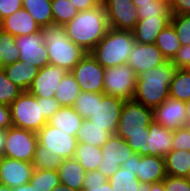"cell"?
I'll return each mask as SVG.
<instances>
[{
	"instance_id": "f907efd6",
	"label": "cell",
	"mask_w": 190,
	"mask_h": 191,
	"mask_svg": "<svg viewBox=\"0 0 190 191\" xmlns=\"http://www.w3.org/2000/svg\"><path fill=\"white\" fill-rule=\"evenodd\" d=\"M78 11H85L99 6L100 0H69Z\"/></svg>"
},
{
	"instance_id": "cb8c5ba5",
	"label": "cell",
	"mask_w": 190,
	"mask_h": 191,
	"mask_svg": "<svg viewBox=\"0 0 190 191\" xmlns=\"http://www.w3.org/2000/svg\"><path fill=\"white\" fill-rule=\"evenodd\" d=\"M83 118L75 111L73 106L61 107L56 111L48 124L56 127L69 135L76 136L82 126Z\"/></svg>"
},
{
	"instance_id": "52a82bcc",
	"label": "cell",
	"mask_w": 190,
	"mask_h": 191,
	"mask_svg": "<svg viewBox=\"0 0 190 191\" xmlns=\"http://www.w3.org/2000/svg\"><path fill=\"white\" fill-rule=\"evenodd\" d=\"M136 79L137 75L128 64L106 68L103 93L124 101L133 100Z\"/></svg>"
},
{
	"instance_id": "681fc988",
	"label": "cell",
	"mask_w": 190,
	"mask_h": 191,
	"mask_svg": "<svg viewBox=\"0 0 190 191\" xmlns=\"http://www.w3.org/2000/svg\"><path fill=\"white\" fill-rule=\"evenodd\" d=\"M9 127H12L10 107L0 104V128L6 130Z\"/></svg>"
},
{
	"instance_id": "ee69618b",
	"label": "cell",
	"mask_w": 190,
	"mask_h": 191,
	"mask_svg": "<svg viewBox=\"0 0 190 191\" xmlns=\"http://www.w3.org/2000/svg\"><path fill=\"white\" fill-rule=\"evenodd\" d=\"M162 181L165 191H190V180L186 177L167 175Z\"/></svg>"
},
{
	"instance_id": "f6af8a7d",
	"label": "cell",
	"mask_w": 190,
	"mask_h": 191,
	"mask_svg": "<svg viewBox=\"0 0 190 191\" xmlns=\"http://www.w3.org/2000/svg\"><path fill=\"white\" fill-rule=\"evenodd\" d=\"M171 63L176 69H190V45L181 46Z\"/></svg>"
},
{
	"instance_id": "9a60e30c",
	"label": "cell",
	"mask_w": 190,
	"mask_h": 191,
	"mask_svg": "<svg viewBox=\"0 0 190 191\" xmlns=\"http://www.w3.org/2000/svg\"><path fill=\"white\" fill-rule=\"evenodd\" d=\"M168 60L155 44L135 42L127 64L136 75L166 63Z\"/></svg>"
},
{
	"instance_id": "d6986e66",
	"label": "cell",
	"mask_w": 190,
	"mask_h": 191,
	"mask_svg": "<svg viewBox=\"0 0 190 191\" xmlns=\"http://www.w3.org/2000/svg\"><path fill=\"white\" fill-rule=\"evenodd\" d=\"M173 130L160 125L154 119L147 132L148 155L165 157L172 150Z\"/></svg>"
},
{
	"instance_id": "ab89813d",
	"label": "cell",
	"mask_w": 190,
	"mask_h": 191,
	"mask_svg": "<svg viewBox=\"0 0 190 191\" xmlns=\"http://www.w3.org/2000/svg\"><path fill=\"white\" fill-rule=\"evenodd\" d=\"M170 24L175 29L181 46L190 45V14L172 15Z\"/></svg>"
},
{
	"instance_id": "836d02e7",
	"label": "cell",
	"mask_w": 190,
	"mask_h": 191,
	"mask_svg": "<svg viewBox=\"0 0 190 191\" xmlns=\"http://www.w3.org/2000/svg\"><path fill=\"white\" fill-rule=\"evenodd\" d=\"M170 0H154L153 2L138 3L139 20L147 18H172Z\"/></svg>"
},
{
	"instance_id": "9f6ffc18",
	"label": "cell",
	"mask_w": 190,
	"mask_h": 191,
	"mask_svg": "<svg viewBox=\"0 0 190 191\" xmlns=\"http://www.w3.org/2000/svg\"><path fill=\"white\" fill-rule=\"evenodd\" d=\"M52 191H78V190L72 189L69 186L63 184H59Z\"/></svg>"
},
{
	"instance_id": "2e32d148",
	"label": "cell",
	"mask_w": 190,
	"mask_h": 191,
	"mask_svg": "<svg viewBox=\"0 0 190 191\" xmlns=\"http://www.w3.org/2000/svg\"><path fill=\"white\" fill-rule=\"evenodd\" d=\"M67 73L68 71L64 68L47 64L39 70L28 91L35 97H54L58 85Z\"/></svg>"
},
{
	"instance_id": "5bb4252c",
	"label": "cell",
	"mask_w": 190,
	"mask_h": 191,
	"mask_svg": "<svg viewBox=\"0 0 190 191\" xmlns=\"http://www.w3.org/2000/svg\"><path fill=\"white\" fill-rule=\"evenodd\" d=\"M15 44L20 52L19 61L39 69L49 64L47 46L41 32L15 37Z\"/></svg>"
},
{
	"instance_id": "74e56055",
	"label": "cell",
	"mask_w": 190,
	"mask_h": 191,
	"mask_svg": "<svg viewBox=\"0 0 190 191\" xmlns=\"http://www.w3.org/2000/svg\"><path fill=\"white\" fill-rule=\"evenodd\" d=\"M62 161V157L54 154L52 151L42 147L38 143L32 165L34 166V169L37 170L50 169L57 171Z\"/></svg>"
},
{
	"instance_id": "30bf717a",
	"label": "cell",
	"mask_w": 190,
	"mask_h": 191,
	"mask_svg": "<svg viewBox=\"0 0 190 191\" xmlns=\"http://www.w3.org/2000/svg\"><path fill=\"white\" fill-rule=\"evenodd\" d=\"M70 73L75 77L81 91L103 93L105 68L90 53H87Z\"/></svg>"
},
{
	"instance_id": "c3c4849f",
	"label": "cell",
	"mask_w": 190,
	"mask_h": 191,
	"mask_svg": "<svg viewBox=\"0 0 190 191\" xmlns=\"http://www.w3.org/2000/svg\"><path fill=\"white\" fill-rule=\"evenodd\" d=\"M173 15L190 14V0H170Z\"/></svg>"
},
{
	"instance_id": "6da1fadb",
	"label": "cell",
	"mask_w": 190,
	"mask_h": 191,
	"mask_svg": "<svg viewBox=\"0 0 190 191\" xmlns=\"http://www.w3.org/2000/svg\"><path fill=\"white\" fill-rule=\"evenodd\" d=\"M152 120L153 109L135 100H127L122 106L115 135L126 140L135 153L147 156V132Z\"/></svg>"
},
{
	"instance_id": "f5cc1de1",
	"label": "cell",
	"mask_w": 190,
	"mask_h": 191,
	"mask_svg": "<svg viewBox=\"0 0 190 191\" xmlns=\"http://www.w3.org/2000/svg\"><path fill=\"white\" fill-rule=\"evenodd\" d=\"M13 191H36L35 188L32 187L31 183H27L24 185L16 186L12 188Z\"/></svg>"
},
{
	"instance_id": "6f0895ef",
	"label": "cell",
	"mask_w": 190,
	"mask_h": 191,
	"mask_svg": "<svg viewBox=\"0 0 190 191\" xmlns=\"http://www.w3.org/2000/svg\"><path fill=\"white\" fill-rule=\"evenodd\" d=\"M186 126L190 127V100L186 102Z\"/></svg>"
},
{
	"instance_id": "5b68a950",
	"label": "cell",
	"mask_w": 190,
	"mask_h": 191,
	"mask_svg": "<svg viewBox=\"0 0 190 191\" xmlns=\"http://www.w3.org/2000/svg\"><path fill=\"white\" fill-rule=\"evenodd\" d=\"M135 40L132 31L109 28L90 54L103 68L127 64Z\"/></svg>"
},
{
	"instance_id": "8d00e7d4",
	"label": "cell",
	"mask_w": 190,
	"mask_h": 191,
	"mask_svg": "<svg viewBox=\"0 0 190 191\" xmlns=\"http://www.w3.org/2000/svg\"><path fill=\"white\" fill-rule=\"evenodd\" d=\"M53 25L64 26L77 16L79 11L69 0H51Z\"/></svg>"
},
{
	"instance_id": "8fae6325",
	"label": "cell",
	"mask_w": 190,
	"mask_h": 191,
	"mask_svg": "<svg viewBox=\"0 0 190 191\" xmlns=\"http://www.w3.org/2000/svg\"><path fill=\"white\" fill-rule=\"evenodd\" d=\"M38 143L64 159L74 158L77 146L76 136L45 124L38 132Z\"/></svg>"
},
{
	"instance_id": "816d5d0a",
	"label": "cell",
	"mask_w": 190,
	"mask_h": 191,
	"mask_svg": "<svg viewBox=\"0 0 190 191\" xmlns=\"http://www.w3.org/2000/svg\"><path fill=\"white\" fill-rule=\"evenodd\" d=\"M125 170H129L130 172L137 173V153L133 154L132 157H129L128 160H125L123 165L121 166Z\"/></svg>"
},
{
	"instance_id": "ac0fdd59",
	"label": "cell",
	"mask_w": 190,
	"mask_h": 191,
	"mask_svg": "<svg viewBox=\"0 0 190 191\" xmlns=\"http://www.w3.org/2000/svg\"><path fill=\"white\" fill-rule=\"evenodd\" d=\"M33 170L32 163L5 157L0 168V184L10 188L27 184L31 179Z\"/></svg>"
},
{
	"instance_id": "ffe728a7",
	"label": "cell",
	"mask_w": 190,
	"mask_h": 191,
	"mask_svg": "<svg viewBox=\"0 0 190 191\" xmlns=\"http://www.w3.org/2000/svg\"><path fill=\"white\" fill-rule=\"evenodd\" d=\"M136 176L141 183L153 184L161 182L167 176L164 157L140 156L137 153Z\"/></svg>"
},
{
	"instance_id": "f35d334b",
	"label": "cell",
	"mask_w": 190,
	"mask_h": 191,
	"mask_svg": "<svg viewBox=\"0 0 190 191\" xmlns=\"http://www.w3.org/2000/svg\"><path fill=\"white\" fill-rule=\"evenodd\" d=\"M81 191H113L108 178L98 170L85 173L83 189Z\"/></svg>"
},
{
	"instance_id": "be15d7a7",
	"label": "cell",
	"mask_w": 190,
	"mask_h": 191,
	"mask_svg": "<svg viewBox=\"0 0 190 191\" xmlns=\"http://www.w3.org/2000/svg\"><path fill=\"white\" fill-rule=\"evenodd\" d=\"M187 178L190 180V171H189V174H188Z\"/></svg>"
},
{
	"instance_id": "e575fe53",
	"label": "cell",
	"mask_w": 190,
	"mask_h": 191,
	"mask_svg": "<svg viewBox=\"0 0 190 191\" xmlns=\"http://www.w3.org/2000/svg\"><path fill=\"white\" fill-rule=\"evenodd\" d=\"M19 49L15 37L3 30L0 31V69L19 60Z\"/></svg>"
},
{
	"instance_id": "9c48e42d",
	"label": "cell",
	"mask_w": 190,
	"mask_h": 191,
	"mask_svg": "<svg viewBox=\"0 0 190 191\" xmlns=\"http://www.w3.org/2000/svg\"><path fill=\"white\" fill-rule=\"evenodd\" d=\"M124 102V100L117 97L96 93V108L93 114L88 117V120L114 135Z\"/></svg>"
},
{
	"instance_id": "277c9868",
	"label": "cell",
	"mask_w": 190,
	"mask_h": 191,
	"mask_svg": "<svg viewBox=\"0 0 190 191\" xmlns=\"http://www.w3.org/2000/svg\"><path fill=\"white\" fill-rule=\"evenodd\" d=\"M40 32L44 44L47 46L49 64L64 68L70 72L87 54L80 46L68 38L63 26L41 27Z\"/></svg>"
},
{
	"instance_id": "4316f807",
	"label": "cell",
	"mask_w": 190,
	"mask_h": 191,
	"mask_svg": "<svg viewBox=\"0 0 190 191\" xmlns=\"http://www.w3.org/2000/svg\"><path fill=\"white\" fill-rule=\"evenodd\" d=\"M164 159L166 175L187 178L190 171V151L171 150Z\"/></svg>"
},
{
	"instance_id": "94428289",
	"label": "cell",
	"mask_w": 190,
	"mask_h": 191,
	"mask_svg": "<svg viewBox=\"0 0 190 191\" xmlns=\"http://www.w3.org/2000/svg\"><path fill=\"white\" fill-rule=\"evenodd\" d=\"M4 159H5V155L0 153V168L3 165Z\"/></svg>"
},
{
	"instance_id": "7bdbcfd3",
	"label": "cell",
	"mask_w": 190,
	"mask_h": 191,
	"mask_svg": "<svg viewBox=\"0 0 190 191\" xmlns=\"http://www.w3.org/2000/svg\"><path fill=\"white\" fill-rule=\"evenodd\" d=\"M172 150L190 151V127L183 126L173 130Z\"/></svg>"
},
{
	"instance_id": "60d3db41",
	"label": "cell",
	"mask_w": 190,
	"mask_h": 191,
	"mask_svg": "<svg viewBox=\"0 0 190 191\" xmlns=\"http://www.w3.org/2000/svg\"><path fill=\"white\" fill-rule=\"evenodd\" d=\"M23 92L17 85L13 84L0 69V104L10 105Z\"/></svg>"
},
{
	"instance_id": "3957f363",
	"label": "cell",
	"mask_w": 190,
	"mask_h": 191,
	"mask_svg": "<svg viewBox=\"0 0 190 191\" xmlns=\"http://www.w3.org/2000/svg\"><path fill=\"white\" fill-rule=\"evenodd\" d=\"M176 67L168 60L152 70L137 75L133 100L154 109L169 97V85Z\"/></svg>"
},
{
	"instance_id": "484cf974",
	"label": "cell",
	"mask_w": 190,
	"mask_h": 191,
	"mask_svg": "<svg viewBox=\"0 0 190 191\" xmlns=\"http://www.w3.org/2000/svg\"><path fill=\"white\" fill-rule=\"evenodd\" d=\"M113 191H150L151 184L141 183L134 172L120 167L108 179Z\"/></svg>"
},
{
	"instance_id": "d4e9b609",
	"label": "cell",
	"mask_w": 190,
	"mask_h": 191,
	"mask_svg": "<svg viewBox=\"0 0 190 191\" xmlns=\"http://www.w3.org/2000/svg\"><path fill=\"white\" fill-rule=\"evenodd\" d=\"M60 184L69 186L72 189L81 191L86 171L83 166L75 159H64L57 169Z\"/></svg>"
},
{
	"instance_id": "f546056e",
	"label": "cell",
	"mask_w": 190,
	"mask_h": 191,
	"mask_svg": "<svg viewBox=\"0 0 190 191\" xmlns=\"http://www.w3.org/2000/svg\"><path fill=\"white\" fill-rule=\"evenodd\" d=\"M74 158L83 166L86 172L98 170L103 159L101 147L77 142Z\"/></svg>"
},
{
	"instance_id": "603a6c76",
	"label": "cell",
	"mask_w": 190,
	"mask_h": 191,
	"mask_svg": "<svg viewBox=\"0 0 190 191\" xmlns=\"http://www.w3.org/2000/svg\"><path fill=\"white\" fill-rule=\"evenodd\" d=\"M3 70L13 84L23 91H28L40 69L18 60L13 64L4 66Z\"/></svg>"
},
{
	"instance_id": "7a4b0ae2",
	"label": "cell",
	"mask_w": 190,
	"mask_h": 191,
	"mask_svg": "<svg viewBox=\"0 0 190 191\" xmlns=\"http://www.w3.org/2000/svg\"><path fill=\"white\" fill-rule=\"evenodd\" d=\"M63 27L73 43L90 53L109 29L103 3L93 9L79 11L77 16Z\"/></svg>"
},
{
	"instance_id": "11a10c76",
	"label": "cell",
	"mask_w": 190,
	"mask_h": 191,
	"mask_svg": "<svg viewBox=\"0 0 190 191\" xmlns=\"http://www.w3.org/2000/svg\"><path fill=\"white\" fill-rule=\"evenodd\" d=\"M150 191H165L163 181L151 184Z\"/></svg>"
},
{
	"instance_id": "91938a15",
	"label": "cell",
	"mask_w": 190,
	"mask_h": 191,
	"mask_svg": "<svg viewBox=\"0 0 190 191\" xmlns=\"http://www.w3.org/2000/svg\"><path fill=\"white\" fill-rule=\"evenodd\" d=\"M0 191H13V190L7 185L0 184Z\"/></svg>"
},
{
	"instance_id": "b9f144b4",
	"label": "cell",
	"mask_w": 190,
	"mask_h": 191,
	"mask_svg": "<svg viewBox=\"0 0 190 191\" xmlns=\"http://www.w3.org/2000/svg\"><path fill=\"white\" fill-rule=\"evenodd\" d=\"M73 108L83 119H88L96 108V93L81 91L75 100Z\"/></svg>"
},
{
	"instance_id": "ba28073f",
	"label": "cell",
	"mask_w": 190,
	"mask_h": 191,
	"mask_svg": "<svg viewBox=\"0 0 190 191\" xmlns=\"http://www.w3.org/2000/svg\"><path fill=\"white\" fill-rule=\"evenodd\" d=\"M37 145L36 132L13 126L5 130V157L32 163Z\"/></svg>"
},
{
	"instance_id": "7c38bea8",
	"label": "cell",
	"mask_w": 190,
	"mask_h": 191,
	"mask_svg": "<svg viewBox=\"0 0 190 191\" xmlns=\"http://www.w3.org/2000/svg\"><path fill=\"white\" fill-rule=\"evenodd\" d=\"M103 159L98 171L108 179L123 165L125 160L132 157L135 152L121 137L112 135L101 147Z\"/></svg>"
},
{
	"instance_id": "e0dca14e",
	"label": "cell",
	"mask_w": 190,
	"mask_h": 191,
	"mask_svg": "<svg viewBox=\"0 0 190 191\" xmlns=\"http://www.w3.org/2000/svg\"><path fill=\"white\" fill-rule=\"evenodd\" d=\"M153 119L172 130L186 126V102L168 97L153 109Z\"/></svg>"
},
{
	"instance_id": "4dcf8cb0",
	"label": "cell",
	"mask_w": 190,
	"mask_h": 191,
	"mask_svg": "<svg viewBox=\"0 0 190 191\" xmlns=\"http://www.w3.org/2000/svg\"><path fill=\"white\" fill-rule=\"evenodd\" d=\"M80 92L81 90L75 77L68 72L58 85L54 98L59 102L61 107L73 106Z\"/></svg>"
},
{
	"instance_id": "44dd1931",
	"label": "cell",
	"mask_w": 190,
	"mask_h": 191,
	"mask_svg": "<svg viewBox=\"0 0 190 191\" xmlns=\"http://www.w3.org/2000/svg\"><path fill=\"white\" fill-rule=\"evenodd\" d=\"M2 30L18 37L40 32V27L33 17L24 8H21L2 20Z\"/></svg>"
},
{
	"instance_id": "db71d44e",
	"label": "cell",
	"mask_w": 190,
	"mask_h": 191,
	"mask_svg": "<svg viewBox=\"0 0 190 191\" xmlns=\"http://www.w3.org/2000/svg\"><path fill=\"white\" fill-rule=\"evenodd\" d=\"M5 149V129L0 128V153L4 154Z\"/></svg>"
},
{
	"instance_id": "6125c7cd",
	"label": "cell",
	"mask_w": 190,
	"mask_h": 191,
	"mask_svg": "<svg viewBox=\"0 0 190 191\" xmlns=\"http://www.w3.org/2000/svg\"><path fill=\"white\" fill-rule=\"evenodd\" d=\"M2 30V20L0 19V31Z\"/></svg>"
},
{
	"instance_id": "f1b7e54d",
	"label": "cell",
	"mask_w": 190,
	"mask_h": 191,
	"mask_svg": "<svg viewBox=\"0 0 190 191\" xmlns=\"http://www.w3.org/2000/svg\"><path fill=\"white\" fill-rule=\"evenodd\" d=\"M111 136L112 135L102 127L94 125L88 119H83L82 126L76 135V140L77 142L102 147Z\"/></svg>"
},
{
	"instance_id": "bcb514c9",
	"label": "cell",
	"mask_w": 190,
	"mask_h": 191,
	"mask_svg": "<svg viewBox=\"0 0 190 191\" xmlns=\"http://www.w3.org/2000/svg\"><path fill=\"white\" fill-rule=\"evenodd\" d=\"M23 0H0V19L4 20L22 8Z\"/></svg>"
},
{
	"instance_id": "83f0119b",
	"label": "cell",
	"mask_w": 190,
	"mask_h": 191,
	"mask_svg": "<svg viewBox=\"0 0 190 191\" xmlns=\"http://www.w3.org/2000/svg\"><path fill=\"white\" fill-rule=\"evenodd\" d=\"M22 8L33 17L40 28L53 25L51 0H23Z\"/></svg>"
},
{
	"instance_id": "7402d4cb",
	"label": "cell",
	"mask_w": 190,
	"mask_h": 191,
	"mask_svg": "<svg viewBox=\"0 0 190 191\" xmlns=\"http://www.w3.org/2000/svg\"><path fill=\"white\" fill-rule=\"evenodd\" d=\"M171 18H147L139 20L132 30L135 42L155 44L160 32L170 24Z\"/></svg>"
},
{
	"instance_id": "4fadbf2b",
	"label": "cell",
	"mask_w": 190,
	"mask_h": 191,
	"mask_svg": "<svg viewBox=\"0 0 190 191\" xmlns=\"http://www.w3.org/2000/svg\"><path fill=\"white\" fill-rule=\"evenodd\" d=\"M109 28L132 31L139 21L138 8L132 0H104Z\"/></svg>"
},
{
	"instance_id": "680465c9",
	"label": "cell",
	"mask_w": 190,
	"mask_h": 191,
	"mask_svg": "<svg viewBox=\"0 0 190 191\" xmlns=\"http://www.w3.org/2000/svg\"><path fill=\"white\" fill-rule=\"evenodd\" d=\"M154 0H132L133 4L138 8V3L153 2Z\"/></svg>"
},
{
	"instance_id": "d6a6232c",
	"label": "cell",
	"mask_w": 190,
	"mask_h": 191,
	"mask_svg": "<svg viewBox=\"0 0 190 191\" xmlns=\"http://www.w3.org/2000/svg\"><path fill=\"white\" fill-rule=\"evenodd\" d=\"M155 45L166 57L167 60H172L181 48L175 29L171 24L164 28L158 35Z\"/></svg>"
},
{
	"instance_id": "d590c367",
	"label": "cell",
	"mask_w": 190,
	"mask_h": 191,
	"mask_svg": "<svg viewBox=\"0 0 190 191\" xmlns=\"http://www.w3.org/2000/svg\"><path fill=\"white\" fill-rule=\"evenodd\" d=\"M29 183L36 191H52L60 184V179L56 170L34 169Z\"/></svg>"
},
{
	"instance_id": "8992f818",
	"label": "cell",
	"mask_w": 190,
	"mask_h": 191,
	"mask_svg": "<svg viewBox=\"0 0 190 191\" xmlns=\"http://www.w3.org/2000/svg\"><path fill=\"white\" fill-rule=\"evenodd\" d=\"M12 126L38 132L48 120L42 114L41 98L23 91L10 105Z\"/></svg>"
},
{
	"instance_id": "1f68e13d",
	"label": "cell",
	"mask_w": 190,
	"mask_h": 191,
	"mask_svg": "<svg viewBox=\"0 0 190 191\" xmlns=\"http://www.w3.org/2000/svg\"><path fill=\"white\" fill-rule=\"evenodd\" d=\"M169 97L183 102L190 100V69H176L169 85Z\"/></svg>"
},
{
	"instance_id": "7dc6e473",
	"label": "cell",
	"mask_w": 190,
	"mask_h": 191,
	"mask_svg": "<svg viewBox=\"0 0 190 191\" xmlns=\"http://www.w3.org/2000/svg\"><path fill=\"white\" fill-rule=\"evenodd\" d=\"M41 108L42 114L48 120L52 117V115L58 111L61 106L59 102L54 98H41Z\"/></svg>"
}]
</instances>
